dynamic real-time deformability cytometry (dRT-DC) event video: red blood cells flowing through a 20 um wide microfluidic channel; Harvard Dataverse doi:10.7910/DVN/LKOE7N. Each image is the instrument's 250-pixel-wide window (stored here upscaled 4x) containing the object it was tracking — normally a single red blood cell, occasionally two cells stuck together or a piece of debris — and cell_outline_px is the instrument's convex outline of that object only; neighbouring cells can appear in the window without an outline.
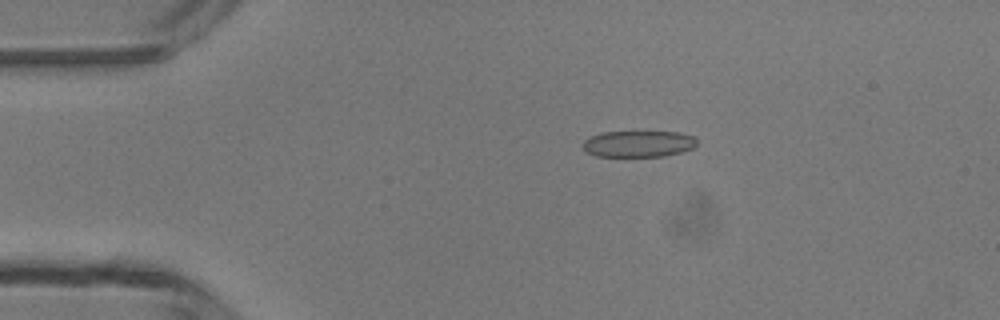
{"species": "common noctule bat (a hibernating species)", "species_latin": "Nyctalus noctula", "temperature_condition": "room temperature", "stored_images_in_passage": 4, "camera_frame_rate_fps": 3000, "um_per_image_px": 0.085, "animal": {"sex": "male", "body_mass_g": 13.3}, "frame": {"image": 1, "passage_image": 3, "time_ms": 2.333, "image_size_px": [1000, 320], "cell_outline_px": [[696, 144], [692, 148], [680, 152], [664, 156], [596, 156], [584, 152], [584, 140], [600, 132], [676, 132], [692, 136], [696, 140]], "centroid_in_image_um": [54.23, 12.23], "position_along_channel_um": 30.8, "area_um2": 17.34}}